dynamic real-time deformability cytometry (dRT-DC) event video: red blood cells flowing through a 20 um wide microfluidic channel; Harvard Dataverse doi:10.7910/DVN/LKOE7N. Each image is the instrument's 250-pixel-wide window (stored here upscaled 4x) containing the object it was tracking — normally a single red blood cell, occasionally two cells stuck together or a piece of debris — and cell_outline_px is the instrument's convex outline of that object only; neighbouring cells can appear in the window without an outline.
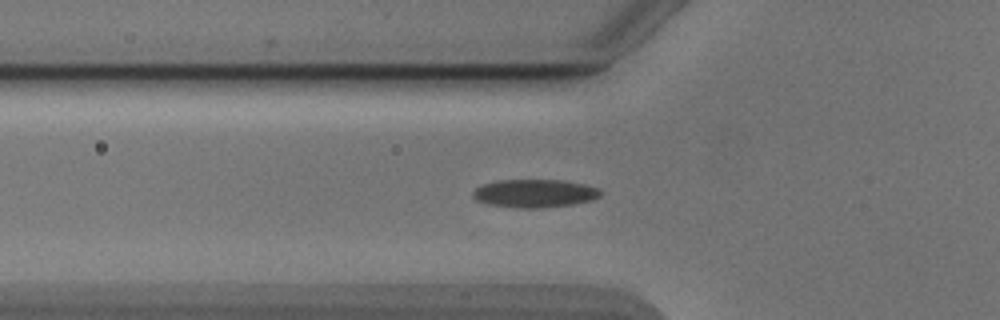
{"species": "Egyptian fruit bat (a non-hibernating species)", "species_latin": "Rousettus aegyptiacus", "temperature_condition": "cold", "stored_images_in_passage": 42, "camera_frame_rate_fps": 3000, "um_per_image_px": 0.085, "animal": {"sex": "male"}, "frame": {"image": 1, "passage_image": 10, "time_ms": 3.0, "image_size_px": [1000, 320], "cell_outline_px": [[604, 192], [600, 196], [592, 200], [572, 204], [540, 208], [516, 208], [488, 204], [476, 200], [472, 196], [472, 192], [476, 188], [484, 184], [496, 180], [560, 180], [584, 184], [600, 188]], "centroid_in_image_um": [45.46, 16.44], "position_along_channel_um": 80.3, "area_um2": 21.04}}
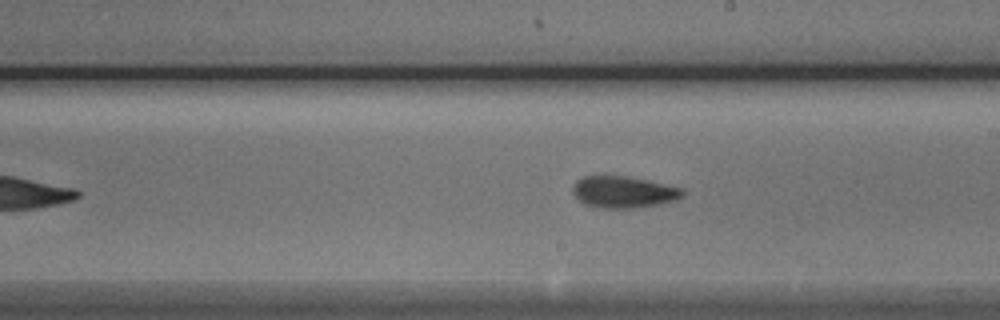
{"frame": {"image": 2, "passage_image": 22, "time_ms": 7.0, "image_size_px": [1000, 320], "cell_outline_px": [[684, 196], [676, 200], [660, 204], [636, 208], [596, 208], [584, 204], [572, 192], [572, 184], [576, 180], [584, 176], [628, 176], [648, 180], [684, 188]], "centroid_in_image_um": [53.01, 16.32], "position_along_channel_um": 236.0, "area_um2": 20.58}}
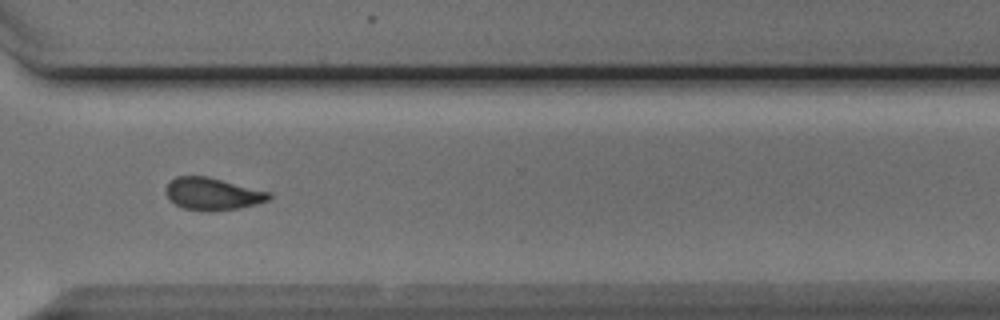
{"frame": {"image": 3, "passage_image": 31, "time_ms": 10.0, "image_size_px": [1000, 320], "cell_outline_px": [[272, 196], [268, 200], [256, 204], [240, 208], [208, 212], [204, 212], [184, 208], [168, 200], [164, 192], [168, 184], [176, 176], [208, 176], [272, 192]], "centroid_in_image_um": [18.07, 16.48], "position_along_channel_um": 352.5, "area_um2": 19.71}}